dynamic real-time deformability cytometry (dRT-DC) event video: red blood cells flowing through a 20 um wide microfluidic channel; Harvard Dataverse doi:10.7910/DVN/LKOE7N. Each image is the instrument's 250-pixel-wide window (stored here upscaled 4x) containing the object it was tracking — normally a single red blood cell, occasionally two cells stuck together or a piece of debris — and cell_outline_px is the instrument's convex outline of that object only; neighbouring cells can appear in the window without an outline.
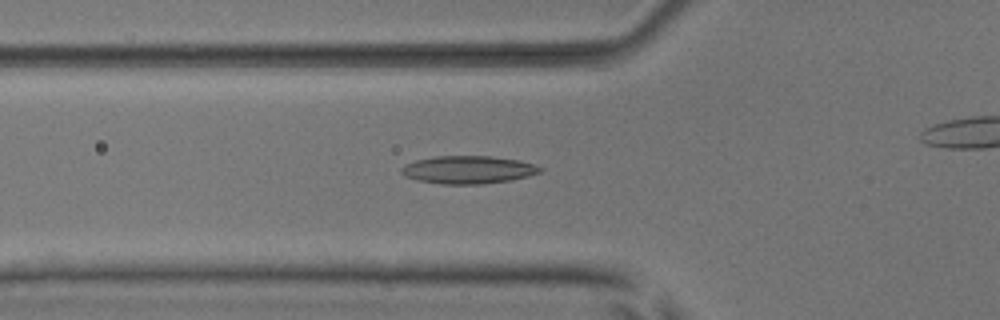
{"species": "common noctule bat (a hibernating species)", "species_latin": "Nyctalus noctula", "temperature_condition": "room temperature", "stored_images_in_passage": 45, "camera_frame_rate_fps": 3000, "um_per_image_px": 0.085, "animal": {"sex": "male", "body_mass_g": 17.9, "forearm_length_mm": 54.2}, "frame": {"image": 1, "passage_image": 20, "time_ms": 6.333, "image_size_px": [1000, 320], "cell_outline_px": [[544, 172], [512, 180], [484, 184], [440, 184], [416, 180], [404, 176], [400, 172], [400, 168], [416, 160], [436, 156], [488, 156], [520, 160], [544, 168]], "centroid_in_image_um": [39.82, 14.44], "position_along_channel_um": 86.0, "area_um2": 22.66}}
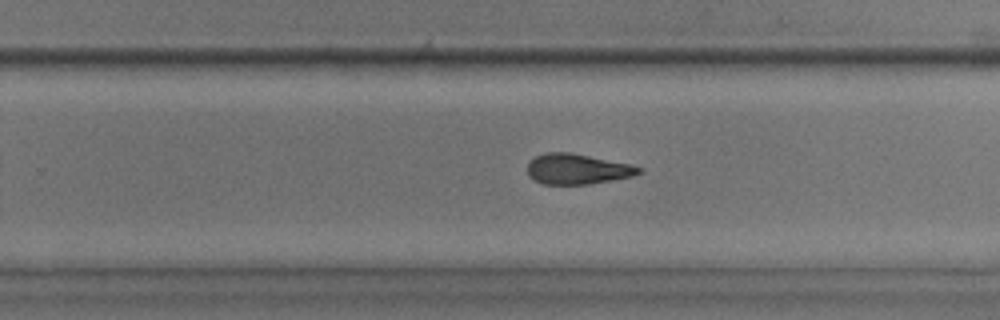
{"frame": {"image": 2, "passage_image": 35, "time_ms": 11.333, "image_size_px": [1000, 320], "cell_outline_px": [[644, 168], [640, 172], [632, 176], [612, 180], [588, 184], [540, 184], [528, 176], [528, 160], [544, 152], [568, 152], [632, 164]], "centroid_in_image_um": [49.04, 14.36], "position_along_channel_um": 280.8, "area_um2": 19.83}}
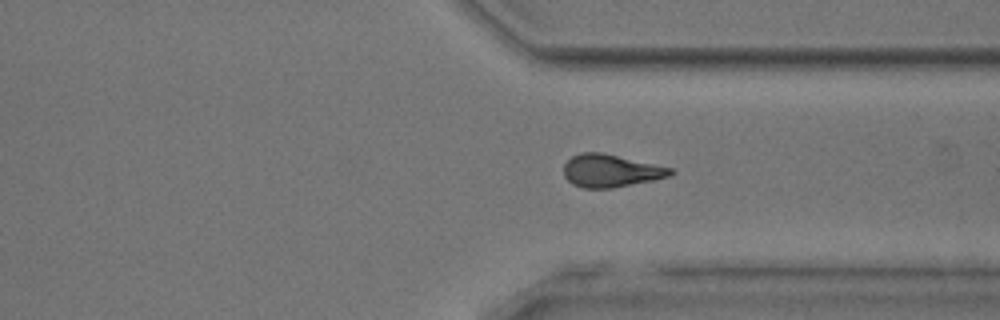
{"frame": {"image": 3, "passage_image": 41, "time_ms": 13.333, "image_size_px": [1000, 320], "cell_outline_px": [[676, 172], [668, 176], [652, 180], [612, 188], [584, 188], [572, 184], [564, 176], [564, 164], [572, 156], [580, 152], [600, 152], [672, 168]], "centroid_in_image_um": [51.88, 14.51], "position_along_channel_um": 359.5, "area_um2": 20.11}}